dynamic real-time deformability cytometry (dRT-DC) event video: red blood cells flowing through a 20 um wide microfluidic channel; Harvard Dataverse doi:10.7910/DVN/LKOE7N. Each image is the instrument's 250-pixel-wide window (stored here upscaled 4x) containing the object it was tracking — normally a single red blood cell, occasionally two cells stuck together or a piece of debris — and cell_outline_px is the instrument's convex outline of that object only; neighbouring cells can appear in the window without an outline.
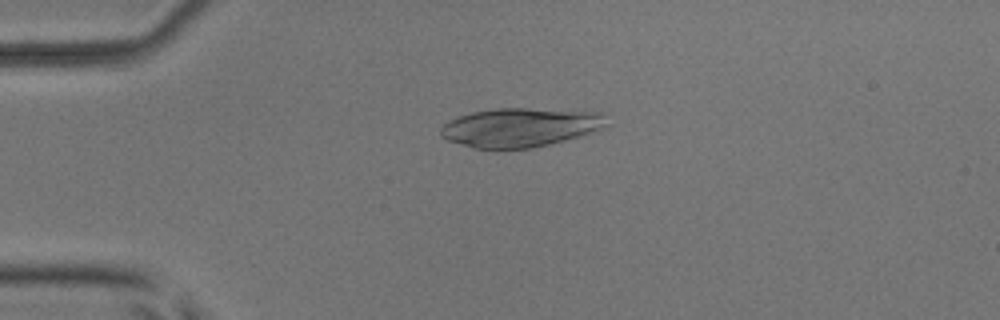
{"species": "common noctule bat (a hibernating species)", "species_latin": "Nyctalus noctula", "temperature_condition": "room temperature", "stored_images_in_passage": 5, "camera_frame_rate_fps": 3000, "um_per_image_px": 0.085, "animal": {"sex": "male", "body_mass_g": 17.9, "forearm_length_mm": 54.2}, "frame": {"image": 1, "passage_image": 4, "time_ms": 3.667, "image_size_px": [1000, 320], "cell_outline_px": [[608, 124], [604, 128], [580, 136], [532, 148], [476, 148], [448, 140], [440, 136], [440, 128], [448, 120], [472, 112], [496, 108], [528, 108], [604, 112]], "centroid_in_image_um": [44.25, 10.81], "position_along_channel_um": 40.8, "area_um2": 37.63}}